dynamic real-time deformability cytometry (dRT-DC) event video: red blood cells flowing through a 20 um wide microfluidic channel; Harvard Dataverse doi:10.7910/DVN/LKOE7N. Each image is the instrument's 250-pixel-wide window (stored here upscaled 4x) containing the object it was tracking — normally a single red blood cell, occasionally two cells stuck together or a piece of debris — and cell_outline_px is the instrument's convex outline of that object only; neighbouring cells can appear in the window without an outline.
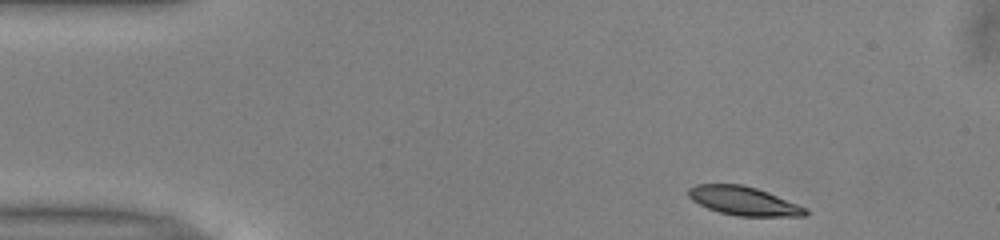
{"species": "common noctule bat (a hibernating species)", "species_latin": "Nyctalus noctula", "temperature_condition": "warm", "stored_images_in_passage": 46, "camera_frame_rate_fps": 3000, "um_per_image_px": 0.085, "animal": {"sex": "male", "body_mass_g": 13.0, "forearm_length_mm": 53.1}, "frame": {"image": 1, "passage_image": 1, "time_ms": 0.0, "image_size_px": [1000, 240], "cell_outline_px": [[808, 216], [736, 216], [720, 212], [708, 208], [692, 200], [688, 196], [688, 188], [696, 184], [740, 184], [756, 188], [768, 192], [808, 208]], "centroid_in_image_um": [63.23, 17.08], "position_along_channel_um": 21.8, "area_um2": 19.59}}
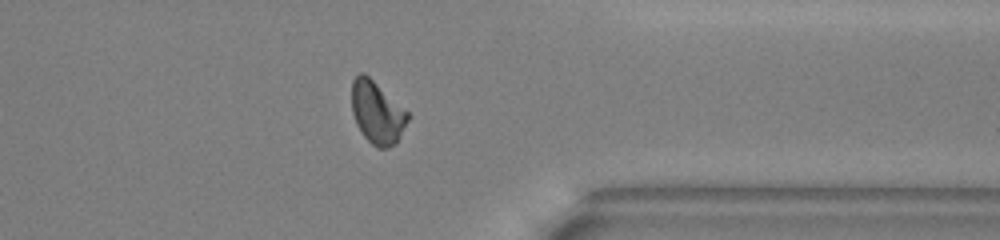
{"frame": {"image": 2, "passage_image": 35, "time_ms": 11.333, "image_size_px": [1000, 240], "cell_outline_px": [[408, 120], [396, 144], [388, 148], [376, 148], [364, 136], [356, 124], [352, 112], [352, 80], [360, 72], [364, 72], [408, 112]], "centroid_in_image_um": [32.04, 9.58], "position_along_channel_um": 379.4, "area_um2": 20.23}}
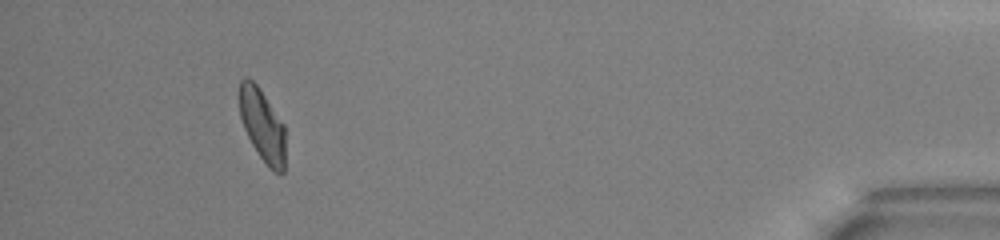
{"frame": {"image": 3, "passage_image": 42, "time_ms": 13.667, "image_size_px": [1000, 240], "cell_outline_px": [[284, 172], [276, 172], [268, 168], [252, 144], [244, 128], [240, 116], [236, 96], [240, 80], [244, 76], [248, 76], [256, 84], [284, 124]], "centroid_in_image_um": [22.24, 10.57], "position_along_channel_um": 413.0, "area_um2": 19.59}, "authors_computed_cell_mechanics": {"area_um2": 20.0855, "velocity_mm_per_s": 3.9556, "shape_relaxation_time_tau1_ms": 3.7169, "shape_relaxation_time_tau2_ms": 1.5022, "deformation_change_tau1": 0.1497, "deformation_change_tau2": 0.0729}}